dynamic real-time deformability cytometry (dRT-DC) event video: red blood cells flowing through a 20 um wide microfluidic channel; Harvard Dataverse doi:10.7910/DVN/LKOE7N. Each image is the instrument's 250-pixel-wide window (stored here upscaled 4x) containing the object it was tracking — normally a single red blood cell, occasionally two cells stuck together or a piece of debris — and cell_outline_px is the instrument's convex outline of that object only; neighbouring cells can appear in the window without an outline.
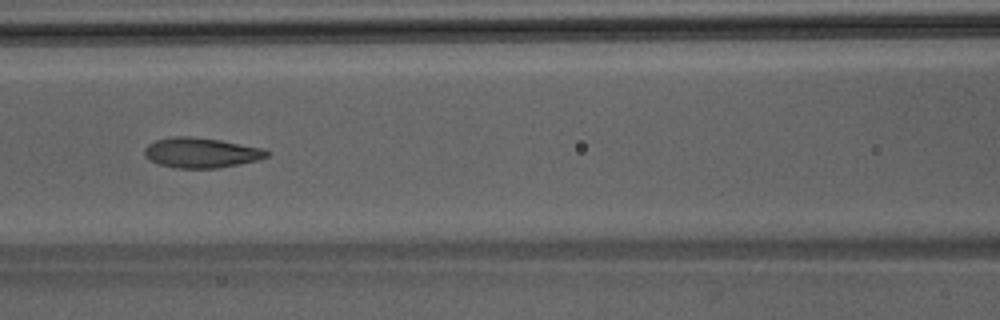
{"species": "Egyptian fruit bat (a non-hibernating species)", "species_latin": "Rousettus aegyptiacus", "temperature_condition": "room temperature", "stored_images_in_passage": 41, "camera_frame_rate_fps": 3000, "um_per_image_px": 0.085, "animal": {"sex": "male"}, "frame": {"image": 1, "passage_image": 14, "time_ms": 4.333, "image_size_px": [1000, 320], "cell_outline_px": [[268, 156], [256, 160], [216, 168], [176, 168], [160, 164], [144, 156], [144, 148], [148, 144], [156, 140], [172, 136], [192, 136], [220, 140], [264, 148], [268, 152]], "centroid_in_image_um": [17.07, 12.96], "position_along_channel_um": 149.5, "area_um2": 21.27}}
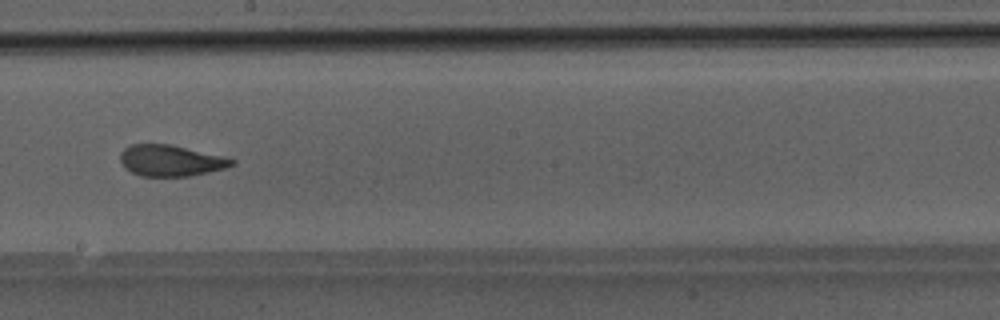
{"frame": {"image": 2, "passage_image": 20, "time_ms": 6.333, "image_size_px": [1000, 320], "cell_outline_px": [[236, 164], [224, 168], [208, 172], [188, 176], [140, 176], [124, 168], [120, 160], [120, 152], [124, 148], [132, 144], [172, 144], [224, 156], [236, 160]], "centroid_in_image_um": [14.51, 13.64], "position_along_channel_um": 233.7, "area_um2": 20.4}}
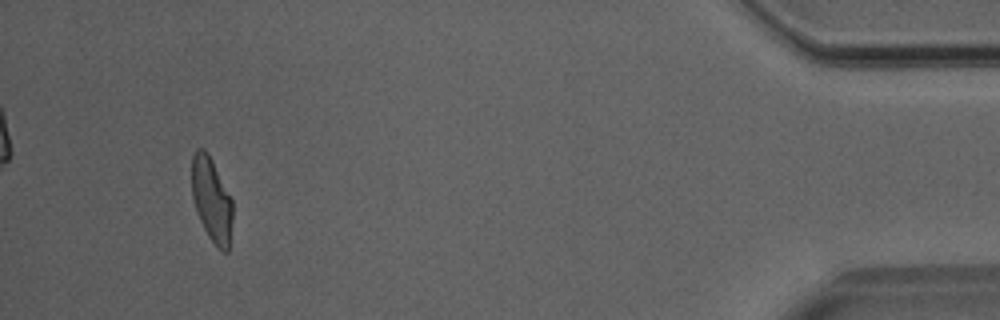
{"frame": {"image": 3, "passage_image": 38, "time_ms": 12.333, "image_size_px": [1000, 320], "cell_outline_px": [[232, 220], [228, 252], [224, 252], [216, 248], [208, 236], [200, 220], [192, 196], [192, 156], [196, 148], [204, 148], [208, 152], [232, 200]], "centroid_in_image_um": [17.98, 16.98], "position_along_channel_um": 417.2, "area_um2": 19.94}}